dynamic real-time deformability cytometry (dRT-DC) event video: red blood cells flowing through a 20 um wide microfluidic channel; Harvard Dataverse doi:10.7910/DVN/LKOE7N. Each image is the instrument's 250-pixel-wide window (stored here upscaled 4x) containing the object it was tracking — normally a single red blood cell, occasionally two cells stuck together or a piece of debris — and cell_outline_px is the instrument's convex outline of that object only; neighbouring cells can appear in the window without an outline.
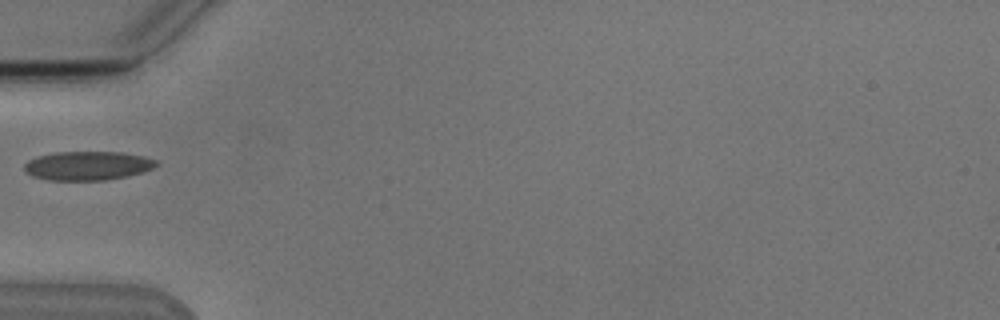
{"species": "Egyptian fruit bat (a non-hibernating species)", "species_latin": "Rousettus aegyptiacus", "temperature_condition": "cold", "stored_images_in_passage": 2, "camera_frame_rate_fps": 3000, "um_per_image_px": 0.085, "animal": {"sex": "male"}, "frame": {"image": 1, "passage_image": 2, "time_ms": 1.333, "image_size_px": [1000, 320], "cell_outline_px": [[160, 164], [144, 172], [128, 176], [108, 180], [52, 180], [32, 176], [24, 172], [24, 164], [28, 160], [36, 156], [56, 152], [120, 152], [144, 156], [156, 160]], "centroid_in_image_um": [7.45, 14.08], "position_along_channel_um": 77.5, "area_um2": 22.43}}